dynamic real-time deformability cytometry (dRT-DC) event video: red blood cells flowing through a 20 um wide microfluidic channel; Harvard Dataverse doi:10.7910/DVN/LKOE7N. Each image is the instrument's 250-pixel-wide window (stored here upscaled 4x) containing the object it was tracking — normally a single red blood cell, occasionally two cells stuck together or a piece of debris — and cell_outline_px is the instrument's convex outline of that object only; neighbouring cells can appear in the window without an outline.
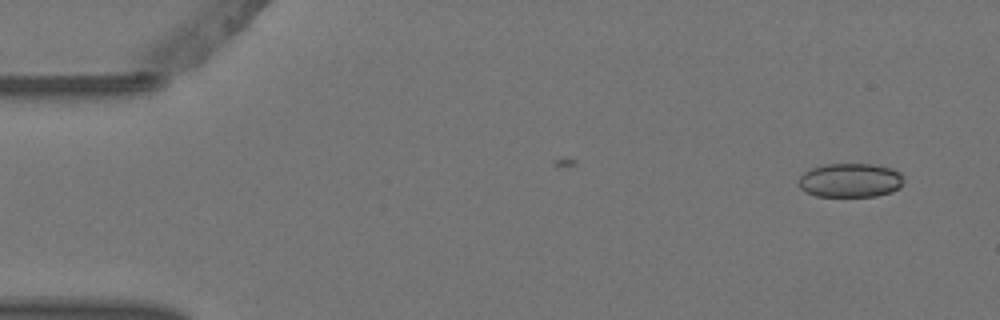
{"species": "Egyptian fruit bat (a non-hibernating species)", "species_latin": "Rousettus aegyptiacus", "temperature_condition": "warm", "stored_images_in_passage": 3, "camera_frame_rate_fps": 3000, "um_per_image_px": 0.085, "animal": {"sex": "female"}, "frame": {"image": 1, "passage_image": 3, "time_ms": 0.667, "image_size_px": [1000, 320], "cell_outline_px": [[904, 180], [900, 188], [892, 192], [876, 196], [816, 196], [800, 188], [800, 176], [804, 172], [812, 168], [824, 164], [872, 164], [892, 168], [900, 172]], "centroid_in_image_um": [72.32, 15.32], "position_along_channel_um": 12.7, "area_um2": 20.87}}